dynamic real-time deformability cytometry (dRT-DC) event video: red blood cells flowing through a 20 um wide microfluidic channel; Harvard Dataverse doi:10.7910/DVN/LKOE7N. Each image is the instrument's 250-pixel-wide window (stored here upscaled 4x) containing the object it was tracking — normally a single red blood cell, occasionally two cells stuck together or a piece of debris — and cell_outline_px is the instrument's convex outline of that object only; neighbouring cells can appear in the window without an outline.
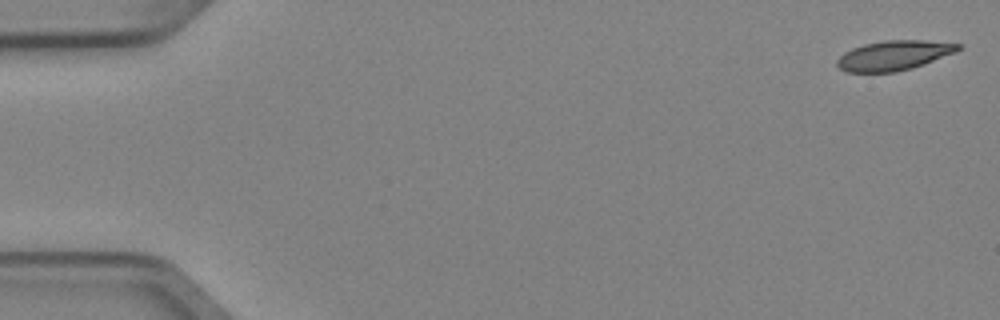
{"species": "Egyptian fruit bat (a non-hibernating species)", "species_latin": "Rousettus aegyptiacus", "temperature_condition": "cold", "stored_images_in_passage": 6, "camera_frame_rate_fps": 3000, "um_per_image_px": 0.085, "animal": {"sex": "female"}, "frame": {"image": 1, "passage_image": 1, "time_ms": 0.0, "image_size_px": [1000, 320], "cell_outline_px": [[964, 44], [956, 52], [924, 64], [912, 68], [896, 72], [844, 72], [836, 64], [836, 60], [844, 52], [852, 48], [864, 44], [884, 40], [924, 40]], "centroid_in_image_um": [75.98, 4.71], "position_along_channel_um": 9.0, "area_um2": 21.1}}
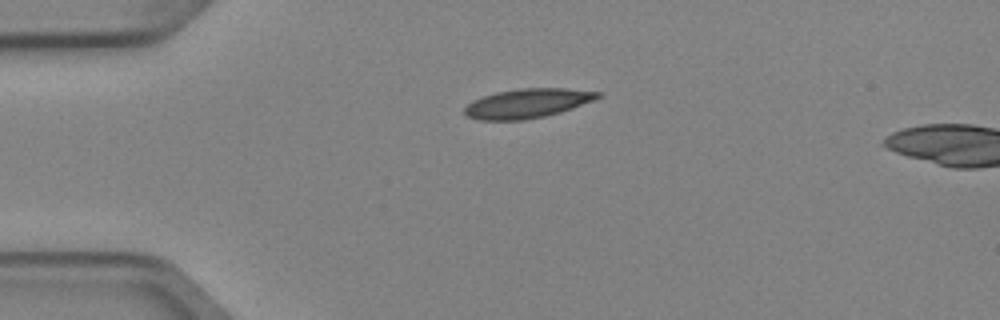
{"frame": {"image": 2, "passage_image": 4, "time_ms": 1.0, "image_size_px": [1000, 320], "cell_outline_px": [[604, 96], [596, 100], [560, 112], [544, 116], [524, 120], [480, 120], [464, 116], [464, 108], [472, 100], [496, 92], [520, 88], [568, 88], [604, 92]], "centroid_in_image_um": [44.88, 8.77], "position_along_channel_um": 40.1, "area_um2": 23.06}}